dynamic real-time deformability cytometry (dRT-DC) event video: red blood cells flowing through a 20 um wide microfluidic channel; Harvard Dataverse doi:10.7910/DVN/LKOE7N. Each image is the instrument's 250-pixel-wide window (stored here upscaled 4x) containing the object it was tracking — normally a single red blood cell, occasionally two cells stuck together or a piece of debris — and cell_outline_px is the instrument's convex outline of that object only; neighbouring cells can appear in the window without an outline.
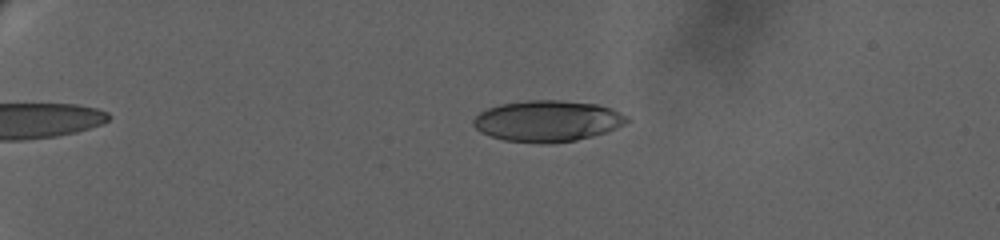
{"species": "human", "species_latin": "Homo sapiens", "temperature_condition": "warm", "stored_images_in_passage": 98, "camera_frame_rate_fps": 3000, "um_per_image_px": 0.085, "donor": {"sex": "female"}, "frame": {"image": 1, "passage_image": 20, "time_ms": 4.0, "image_size_px": [1000, 240], "cell_outline_px": [[632, 120], [628, 124], [608, 132], [576, 140], [548, 144], [540, 144], [504, 140], [480, 132], [472, 124], [472, 120], [480, 112], [488, 108], [500, 104], [528, 100], [560, 100], [596, 104], [612, 108], [628, 116]], "centroid_in_image_um": [46.59, 10.29], "position_along_channel_um": 38.4, "area_um2": 37.28}}
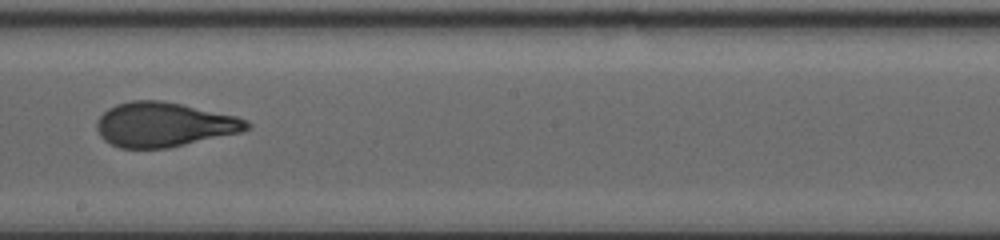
{"frame": {"image": 2, "passage_image": 66, "time_ms": 13.0, "image_size_px": [1000, 240], "cell_outline_px": [[252, 124], [248, 128], [240, 132], [168, 148], [120, 148], [104, 140], [100, 136], [96, 128], [96, 120], [108, 108], [116, 104], [132, 100], [160, 100], [180, 104], [236, 116], [248, 120]], "centroid_in_image_um": [13.91, 10.59], "position_along_channel_um": 234.3, "area_um2": 38.73}}
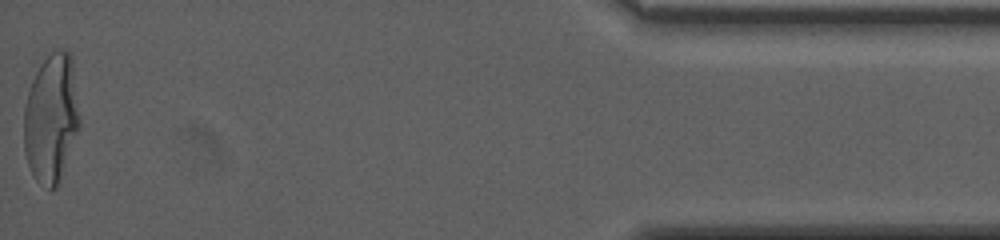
{"frame": {"image": 3, "passage_image": 97, "time_ms": 21.333, "image_size_px": [1000, 240], "cell_outline_px": [[80, 128], [60, 180], [56, 188], [48, 188], [40, 184], [36, 180], [28, 164], [24, 152], [24, 108], [28, 92], [32, 80], [40, 64], [56, 48], [68, 48], [72, 56], [80, 116]], "centroid_in_image_um": [4.38, 10.02], "position_along_channel_um": 430.8, "area_um2": 42.31}, "authors_computed_cell_mechanics": {"area_um2": 38.1769, "velocity_mm_per_s": 3.1554, "shape_relaxation_time_tau1_ms": 7.8672, "shape_relaxation_time_tau2_ms": 1.0337, "deformation_change_tau1": 0.2473, "deformation_change_tau2": 0.0828}}